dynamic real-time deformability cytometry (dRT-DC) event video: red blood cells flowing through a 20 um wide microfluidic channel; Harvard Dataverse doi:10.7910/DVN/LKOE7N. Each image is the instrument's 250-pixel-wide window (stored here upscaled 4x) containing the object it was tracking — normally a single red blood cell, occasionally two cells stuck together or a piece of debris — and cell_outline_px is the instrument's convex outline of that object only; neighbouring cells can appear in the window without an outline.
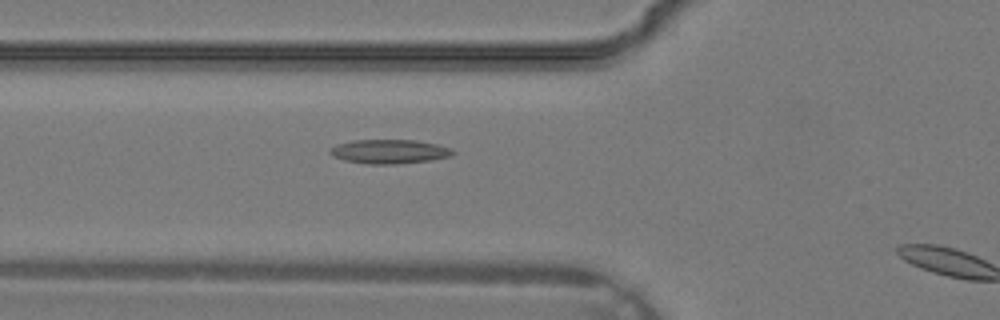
{"species": "common noctule bat (a hibernating species)", "species_latin": "Nyctalus noctula", "temperature_condition": "warm", "stored_images_in_passage": 4, "camera_frame_rate_fps": 3000, "um_per_image_px": 0.085, "animal": {"sex": "male", "body_mass_g": 19.2, "forearm_length_mm": 51.8}, "frame": {"image": 1, "passage_image": 3, "time_ms": 0.667, "image_size_px": [1000, 320], "cell_outline_px": [[456, 152], [452, 156], [432, 160], [396, 164], [368, 164], [344, 160], [332, 156], [328, 152], [328, 148], [336, 144], [352, 140], [416, 140], [436, 144], [452, 148]], "centroid_in_image_um": [33.08, 12.88], "position_along_channel_um": 92.7, "area_um2": 17.51}}